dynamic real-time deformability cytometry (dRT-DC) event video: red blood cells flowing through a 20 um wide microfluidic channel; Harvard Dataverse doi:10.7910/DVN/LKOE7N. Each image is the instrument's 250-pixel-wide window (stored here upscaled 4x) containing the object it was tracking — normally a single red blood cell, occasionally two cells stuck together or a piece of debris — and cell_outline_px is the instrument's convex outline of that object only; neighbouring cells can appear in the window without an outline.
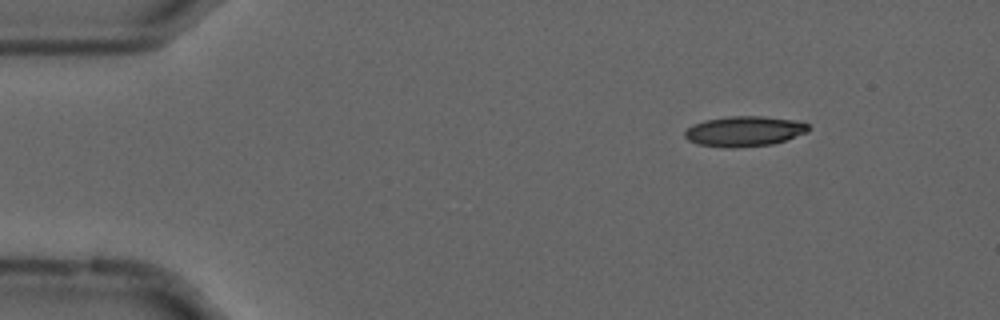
{"species": "common noctule bat (a hibernating species)", "species_latin": "Nyctalus noctula", "temperature_condition": "cold", "stored_images_in_passage": 25, "camera_frame_rate_fps": 3000, "um_per_image_px": 0.085, "animal": {"sex": "male", "forearm_length_mm": 52.5}, "frame": {"image": 1, "passage_image": 1, "time_ms": 0.0, "image_size_px": [1000, 320], "cell_outline_px": [[812, 128], [808, 132], [772, 144], [732, 148], [728, 148], [696, 144], [688, 140], [684, 136], [684, 132], [692, 124], [704, 120], [728, 116], [764, 116], [804, 120]], "centroid_in_image_um": [63.3, 11.14], "position_along_channel_um": 21.7, "area_um2": 22.2}}
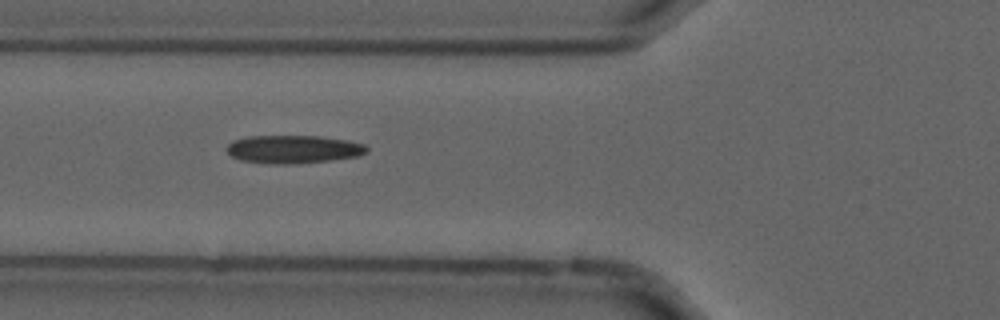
{"frame": {"image": 2, "passage_image": 14, "time_ms": 4.333, "image_size_px": [1000, 320], "cell_outline_px": [[368, 152], [356, 156], [332, 160], [292, 164], [272, 164], [240, 160], [232, 156], [224, 148], [232, 140], [248, 136], [320, 136], [348, 140], [364, 144], [368, 148]], "centroid_in_image_um": [24.91, 12.68], "position_along_channel_um": 100.9, "area_um2": 23.06}}
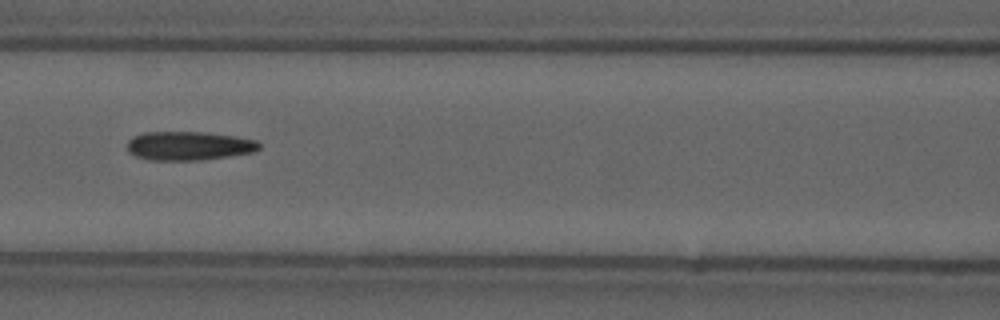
{"frame": {"image": 3, "passage_image": 18, "time_ms": 5.667, "image_size_px": [1000, 320], "cell_outline_px": [[260, 148], [252, 152], [228, 156], [200, 160], [148, 160], [136, 156], [128, 152], [128, 140], [132, 136], [144, 132], [204, 132], [236, 136], [256, 140], [260, 144]], "centroid_in_image_um": [16.02, 12.39], "position_along_channel_um": 150.6, "area_um2": 22.2}}